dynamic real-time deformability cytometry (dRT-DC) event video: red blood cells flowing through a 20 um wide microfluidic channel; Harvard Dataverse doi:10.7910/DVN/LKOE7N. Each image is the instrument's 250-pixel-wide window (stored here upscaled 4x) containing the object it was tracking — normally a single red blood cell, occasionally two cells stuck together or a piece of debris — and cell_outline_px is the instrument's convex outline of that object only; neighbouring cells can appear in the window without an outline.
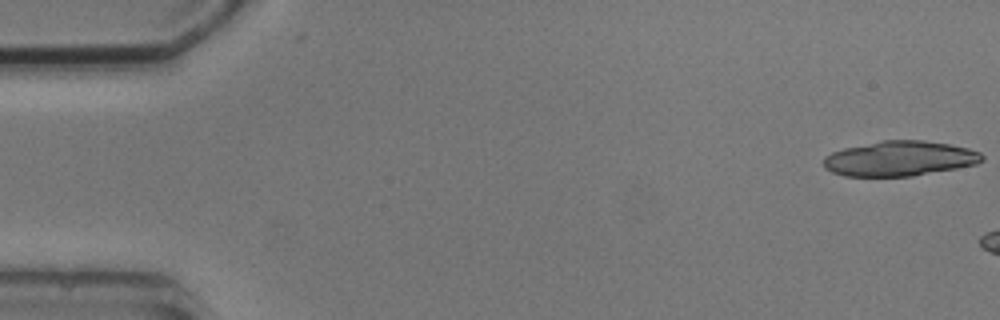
{"species": "common noctule bat (a hibernating species)", "species_latin": "Nyctalus noctula", "temperature_condition": "cold", "stored_images_in_passage": 3, "camera_frame_rate_fps": 3000, "um_per_image_px": 0.085, "animal": {"sex": "male", "body_mass_g": 20.5, "forearm_length_mm": 52.5}, "frame": {"image": 1, "passage_image": 1, "time_ms": 0.0, "image_size_px": [1000, 320], "cell_outline_px": [[984, 160], [976, 164], [956, 168], [912, 176], [844, 176], [832, 172], [824, 168], [824, 156], [832, 152], [844, 148], [880, 140], [924, 140], [948, 144], [968, 148], [980, 152], [984, 156]], "centroid_in_image_um": [76.46, 13.47], "position_along_channel_um": 8.5, "area_um2": 32.37}}